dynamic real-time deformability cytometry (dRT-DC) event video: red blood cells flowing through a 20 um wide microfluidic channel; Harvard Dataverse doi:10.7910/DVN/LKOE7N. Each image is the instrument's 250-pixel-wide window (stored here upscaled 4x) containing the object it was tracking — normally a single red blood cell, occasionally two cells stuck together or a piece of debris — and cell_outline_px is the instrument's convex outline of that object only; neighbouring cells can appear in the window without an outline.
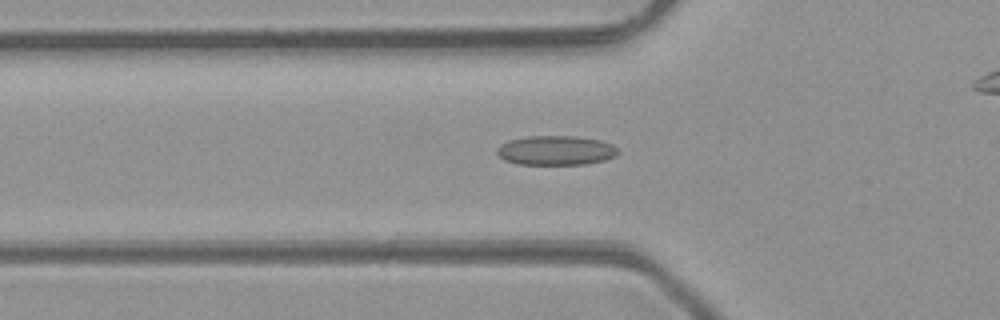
{"species": "common noctule bat (a hibernating species)", "species_latin": "Nyctalus noctula", "temperature_condition": "room temperature", "stored_images_in_passage": 38, "camera_frame_rate_fps": 3000, "um_per_image_px": 0.085, "animal": {"sex": "male", "body_mass_g": 23.1, "forearm_length_mm": 52.7}, "frame": {"image": 1, "passage_image": 12, "time_ms": 3.667, "image_size_px": [1000, 320], "cell_outline_px": [[620, 152], [616, 156], [604, 160], [584, 164], [516, 164], [504, 160], [496, 152], [496, 148], [500, 144], [508, 140], [528, 136], [576, 136], [600, 140], [612, 144]], "centroid_in_image_um": [47.23, 12.78], "position_along_channel_um": 78.6, "area_um2": 20.87}}
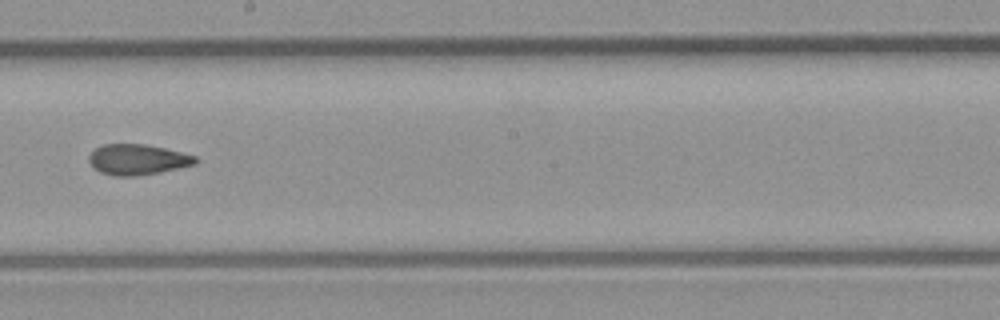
{"frame": {"image": 2, "passage_image": 23, "time_ms": 7.333, "image_size_px": [1000, 320], "cell_outline_px": [[200, 160], [196, 164], [160, 172], [136, 176], [112, 176], [100, 172], [88, 160], [88, 156], [96, 148], [104, 144], [144, 144], [164, 148], [196, 156]], "centroid_in_image_um": [11.71, 13.56], "position_along_channel_um": 236.5, "area_um2": 18.9}}
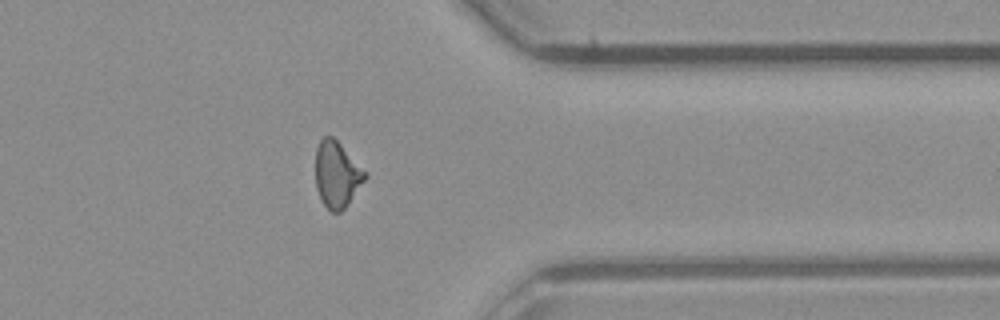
{"frame": {"image": 3, "passage_image": 34, "time_ms": 11.0, "image_size_px": [1000, 320], "cell_outline_px": [[368, 176], [344, 208], [340, 212], [332, 212], [324, 204], [316, 188], [316, 148], [320, 140], [324, 136], [332, 136], [368, 172]], "centroid_in_image_um": [28.65, 14.81], "position_along_channel_um": 382.8, "area_um2": 18.9}, "authors_computed_cell_mechanics": {"area_um2": 19.2474, "velocity_mm_per_s": 4.2775, "shape_relaxation_time_tau1_ms": null, "shape_relaxation_time_tau2_ms": 2.8577, "deformation_change_tau1": null, "deformation_change_tau2": 0.0958}}